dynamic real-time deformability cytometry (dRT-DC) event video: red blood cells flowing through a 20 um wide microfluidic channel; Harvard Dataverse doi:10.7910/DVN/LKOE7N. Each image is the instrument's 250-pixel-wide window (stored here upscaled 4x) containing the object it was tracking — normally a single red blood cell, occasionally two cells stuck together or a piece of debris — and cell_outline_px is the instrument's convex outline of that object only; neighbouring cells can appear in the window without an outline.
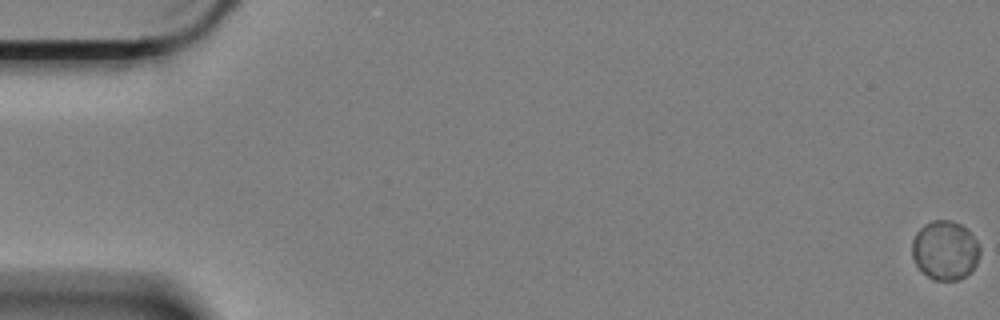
{"species": "Egyptian fruit bat (a non-hibernating species)", "species_latin": "Rousettus aegyptiacus", "temperature_condition": "cold", "stored_images_in_passage": 62, "camera_frame_rate_fps": 3000, "um_per_image_px": 0.085, "animal": {"sex": "female"}, "frame": {"image": 1, "passage_image": 1, "time_ms": 0.0, "image_size_px": [1000, 320], "cell_outline_px": [[980, 252], [976, 264], [964, 276], [956, 280], [936, 280], [928, 276], [916, 264], [912, 256], [912, 240], [916, 232], [924, 224], [932, 220], [952, 220], [960, 224], [976, 240], [980, 248]], "centroid_in_image_um": [80.3, 21.25], "position_along_channel_um": 4.7, "area_um2": 23.06}}
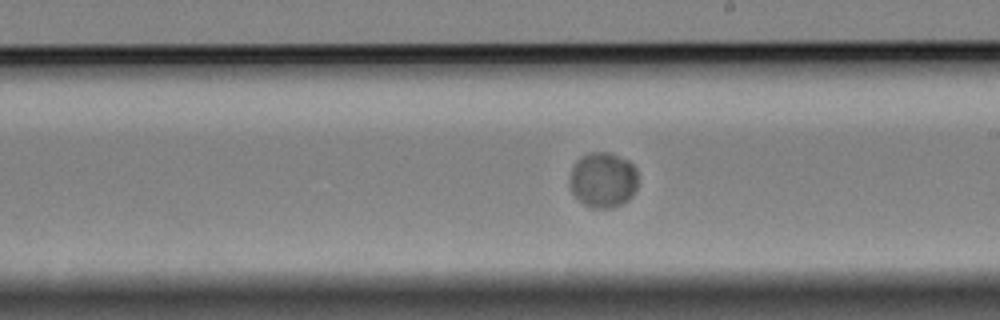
{"frame": {"image": 2, "passage_image": 36, "time_ms": 11.667, "image_size_px": [1000, 320], "cell_outline_px": [[636, 192], [628, 200], [612, 208], [592, 208], [584, 204], [572, 192], [568, 184], [572, 168], [576, 160], [580, 156], [592, 152], [608, 152], [628, 160], [636, 168]], "centroid_in_image_um": [51.24, 15.29], "position_along_channel_um": 237.8, "area_um2": 22.14}}
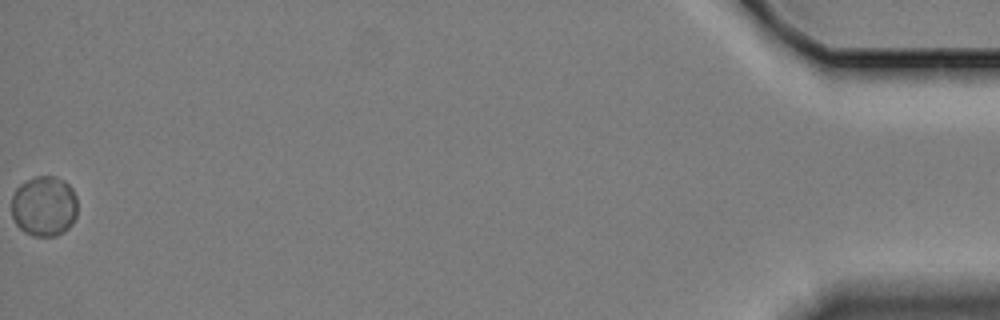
{"frame": {"image": 3, "passage_image": 62, "time_ms": 20.333, "image_size_px": [1000, 320], "cell_outline_px": [[76, 216], [72, 224], [64, 232], [56, 236], [32, 236], [24, 232], [16, 224], [12, 216], [12, 196], [16, 188], [20, 184], [36, 176], [56, 176], [64, 180], [72, 188], [76, 196]], "centroid_in_image_um": [3.75, 17.53], "position_along_channel_um": 431.4, "area_um2": 23.41}}